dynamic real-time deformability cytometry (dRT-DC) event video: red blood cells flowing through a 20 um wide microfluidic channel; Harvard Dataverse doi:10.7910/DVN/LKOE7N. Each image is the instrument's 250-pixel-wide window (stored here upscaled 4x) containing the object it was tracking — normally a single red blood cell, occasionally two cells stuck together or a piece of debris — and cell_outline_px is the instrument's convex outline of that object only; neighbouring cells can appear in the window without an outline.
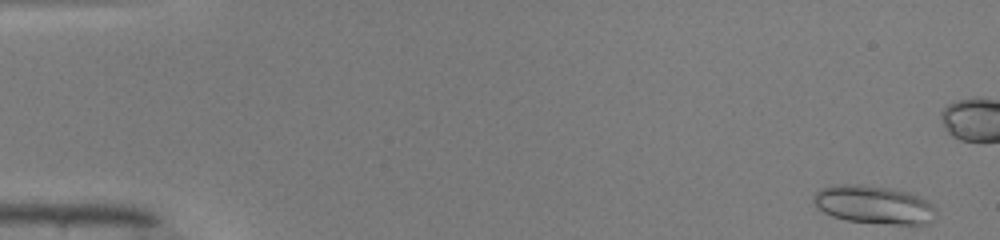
{"species": "common noctule bat (a hibernating species)", "species_latin": "Nyctalus noctula", "temperature_condition": "warm", "stored_images_in_passage": 49, "camera_frame_rate_fps": 3000, "um_per_image_px": 0.085, "animal": {"sex": "male", "body_mass_g": 19.0, "forearm_length_mm": 50.8}, "frame": {"image": 1, "passage_image": 1, "time_ms": 0.0, "image_size_px": [1000, 240], "cell_outline_px": [[936, 220], [928, 224], [892, 224], [848, 220], [832, 216], [824, 212], [812, 200], [816, 192], [820, 188], [844, 184], [856, 184], [888, 188], [908, 192], [924, 200], [936, 208]], "centroid_in_image_um": [74.31, 17.41], "position_along_channel_um": 10.7, "area_um2": 26.93}}
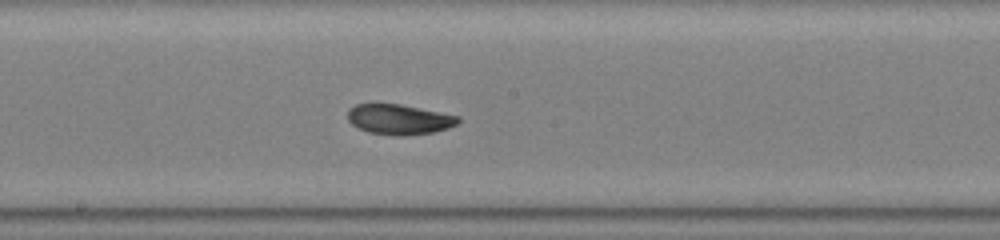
{"frame": {"image": 2, "passage_image": 26, "time_ms": 8.333, "image_size_px": [1000, 240], "cell_outline_px": [[460, 120], [456, 124], [448, 128], [432, 132], [404, 136], [396, 136], [368, 132], [352, 124], [348, 120], [348, 108], [356, 104], [372, 100], [400, 104], [460, 116]], "centroid_in_image_um": [33.86, 10.1], "position_along_channel_um": 214.3, "area_um2": 20.0}}
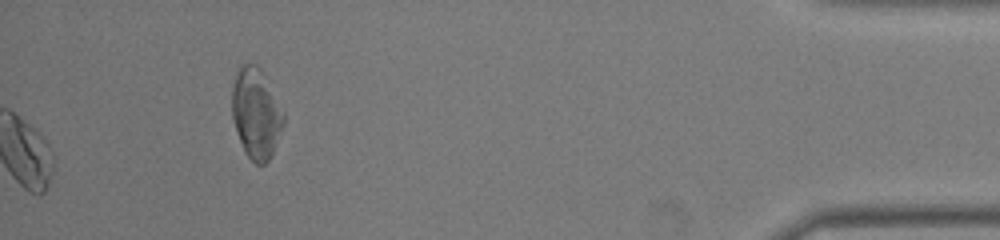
{"frame": {"image": 3, "passage_image": 49, "time_ms": 16.0, "image_size_px": [1000, 240], "cell_outline_px": [[284, 124], [272, 152], [268, 160], [264, 164], [256, 164], [244, 152], [232, 116], [232, 88], [236, 72], [240, 64], [256, 64], [260, 68], [284, 112]], "centroid_in_image_um": [21.75, 9.61], "position_along_channel_um": 413.4, "area_um2": 26.76}, "authors_computed_cell_mechanics": {"area_um2": 19.9988, "velocity_mm_per_s": 4.1187, "shape_relaxation_time_tau1_ms": null, "shape_relaxation_time_tau2_ms": 1.9942, "deformation_change_tau1": null, "deformation_change_tau2": 0.0746}}